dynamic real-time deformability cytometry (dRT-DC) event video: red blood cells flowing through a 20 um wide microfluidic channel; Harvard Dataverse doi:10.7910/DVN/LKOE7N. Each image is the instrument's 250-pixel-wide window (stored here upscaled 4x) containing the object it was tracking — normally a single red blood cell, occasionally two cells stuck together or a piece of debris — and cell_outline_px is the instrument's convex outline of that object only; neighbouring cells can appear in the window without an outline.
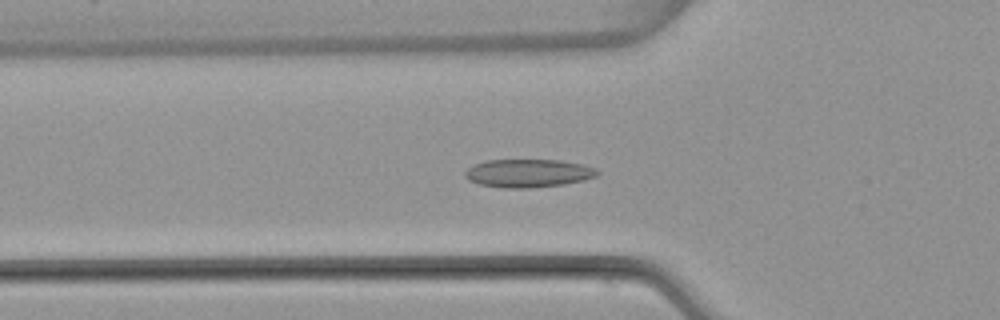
{"species": "common noctule bat (a hibernating species)", "species_latin": "Nyctalus noctula", "temperature_condition": "warm", "stored_images_in_passage": 52, "camera_frame_rate_fps": 3000, "um_per_image_px": 0.085, "animal": {"sex": "female", "body_mass_g": 22.7, "forearm_length_mm": 54.2}, "frame": {"image": 1, "passage_image": 18, "time_ms": 5.667, "image_size_px": [1000, 320], "cell_outline_px": [[600, 172], [596, 176], [584, 180], [564, 184], [532, 188], [504, 188], [480, 184], [468, 180], [464, 176], [464, 172], [468, 168], [476, 164], [488, 160], [560, 160], [584, 164], [596, 168]], "centroid_in_image_um": [44.93, 14.72], "position_along_channel_um": 80.9, "area_um2": 21.79}}
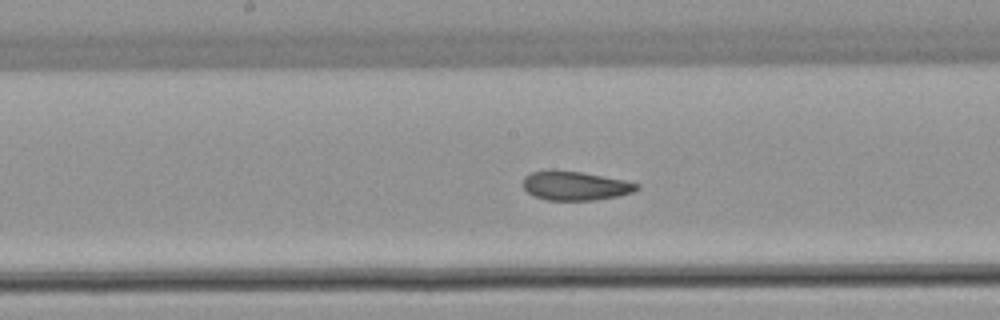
{"frame": {"image": 2, "passage_image": 27, "time_ms": 8.667, "image_size_px": [1000, 320], "cell_outline_px": [[640, 188], [632, 192], [616, 196], [596, 200], [548, 200], [536, 196], [528, 192], [524, 188], [524, 176], [532, 172], [552, 168], [580, 172], [624, 180], [640, 184]], "centroid_in_image_um": [48.88, 15.77], "position_along_channel_um": 199.3, "area_um2": 19.25}}
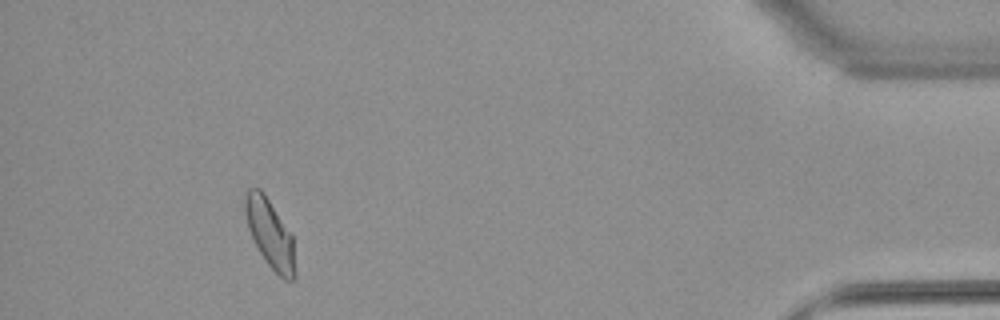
{"frame": {"image": 3, "passage_image": 48, "time_ms": 15.667, "image_size_px": [1000, 320], "cell_outline_px": [[296, 276], [292, 280], [284, 280], [268, 264], [260, 252], [248, 228], [244, 212], [244, 192], [248, 188], [260, 188], [264, 192], [292, 236], [296, 272]], "centroid_in_image_um": [22.93, 19.83], "position_along_channel_um": 412.3, "area_um2": 19.83}, "authors_computed_cell_mechanics": {"area_um2": 20.4901, "velocity_mm_per_s": 3.9342, "shape_relaxation_time_tau1_ms": 6.1329, "shape_relaxation_time_tau2_ms": 1.818, "deformation_change_tau1": 0.1348, "deformation_change_tau2": 0.0693}}